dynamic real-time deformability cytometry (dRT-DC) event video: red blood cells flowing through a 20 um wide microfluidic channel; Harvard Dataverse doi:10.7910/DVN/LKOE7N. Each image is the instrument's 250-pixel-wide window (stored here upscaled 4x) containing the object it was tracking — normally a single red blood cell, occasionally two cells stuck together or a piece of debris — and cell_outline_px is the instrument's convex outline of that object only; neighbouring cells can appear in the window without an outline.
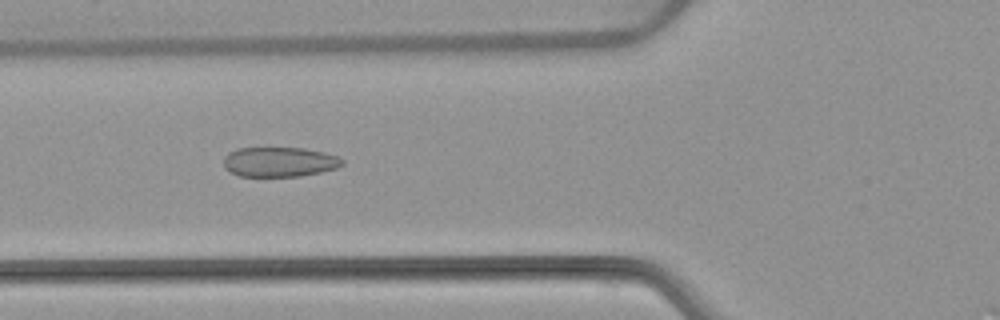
{"species": "common noctule bat (a hibernating species)", "species_latin": "Nyctalus noctula", "temperature_condition": "warm", "stored_images_in_passage": 52, "camera_frame_rate_fps": 3000, "um_per_image_px": 0.085, "animal": {"sex": "female", "body_mass_g": 22.7, "forearm_length_mm": 54.2}, "frame": {"image": 1, "passage_image": 20, "time_ms": 6.333, "image_size_px": [1000, 320], "cell_outline_px": [[344, 164], [336, 168], [320, 172], [300, 176], [236, 176], [224, 168], [224, 156], [228, 152], [236, 148], [304, 148], [324, 152], [336, 156], [344, 160]], "centroid_in_image_um": [23.72, 13.76], "position_along_channel_um": 102.1, "area_um2": 20.69}}
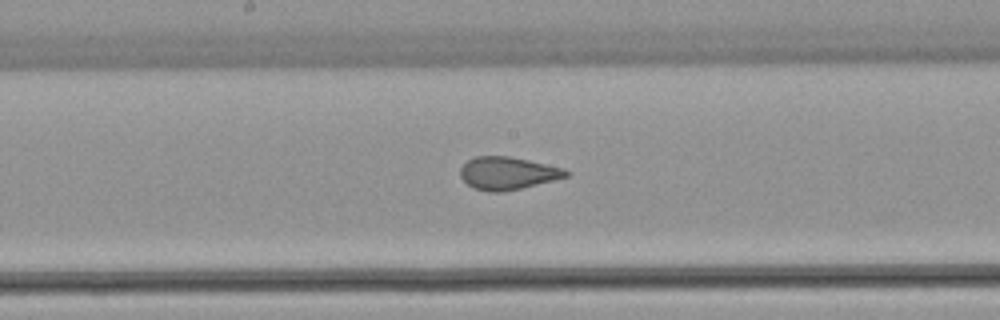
{"frame": {"image": 2, "passage_image": 28, "time_ms": 9.0, "image_size_px": [1000, 320], "cell_outline_px": [[568, 176], [504, 192], [488, 192], [472, 188], [460, 176], [460, 168], [468, 160], [476, 156], [508, 156], [528, 160], [564, 168], [568, 172]], "centroid_in_image_um": [43.1, 14.72], "position_along_channel_um": 205.1, "area_um2": 19.94}}
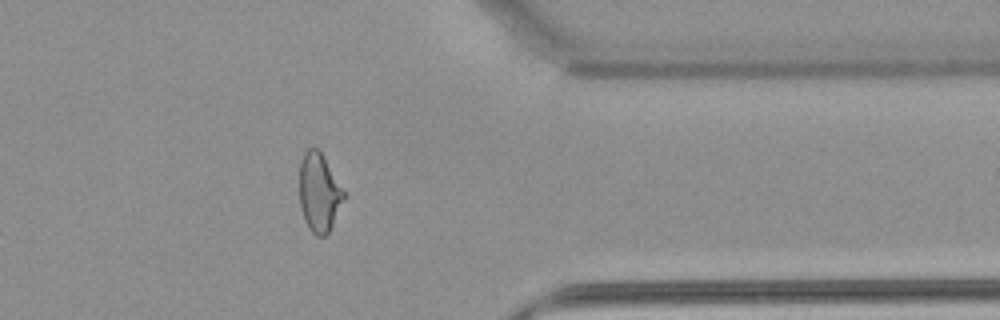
{"frame": {"image": 3, "passage_image": 43, "time_ms": 14.0, "image_size_px": [1000, 320], "cell_outline_px": [[344, 200], [328, 232], [324, 236], [316, 236], [308, 228], [304, 220], [300, 208], [300, 160], [304, 152], [308, 148], [316, 148], [320, 152], [344, 192]], "centroid_in_image_um": [27.09, 16.39], "position_along_channel_um": 384.3, "area_um2": 19.88}}